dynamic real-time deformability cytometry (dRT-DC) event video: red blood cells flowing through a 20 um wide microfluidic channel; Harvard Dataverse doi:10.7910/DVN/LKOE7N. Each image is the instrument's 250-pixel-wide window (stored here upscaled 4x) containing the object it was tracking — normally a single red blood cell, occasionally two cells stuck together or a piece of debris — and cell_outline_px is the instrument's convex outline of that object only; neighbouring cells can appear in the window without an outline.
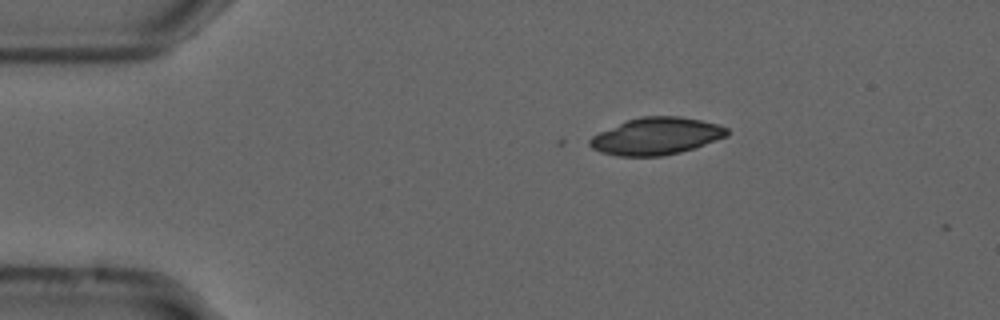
{"species": "common noctule bat (a hibernating species)", "species_latin": "Nyctalus noctula", "temperature_condition": "cold", "stored_images_in_passage": 3, "camera_frame_rate_fps": 3000, "um_per_image_px": 0.085, "animal": {"sex": "male", "forearm_length_mm": 52.5}, "frame": {"image": 1, "passage_image": 1, "time_ms": 0.0, "image_size_px": [1000, 320], "cell_outline_px": [[728, 136], [680, 152], [664, 156], [620, 156], [600, 152], [592, 148], [588, 144], [588, 140], [592, 136], [600, 132], [628, 120], [640, 116], [680, 116], [700, 120], [716, 124], [728, 128]], "centroid_in_image_um": [55.77, 11.57], "position_along_channel_um": 29.2, "area_um2": 29.42}}